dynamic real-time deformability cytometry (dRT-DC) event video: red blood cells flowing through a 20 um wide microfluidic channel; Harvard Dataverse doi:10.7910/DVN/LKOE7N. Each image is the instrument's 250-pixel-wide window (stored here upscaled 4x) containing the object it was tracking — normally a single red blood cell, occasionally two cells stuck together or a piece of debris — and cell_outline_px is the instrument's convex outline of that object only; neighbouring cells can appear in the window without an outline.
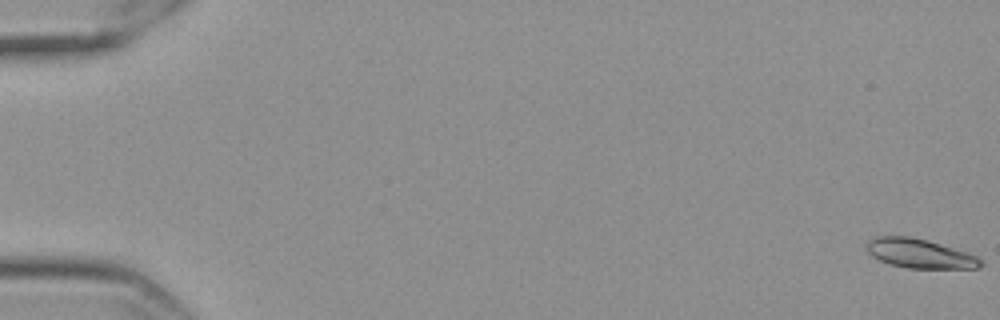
{"species": "Egyptian fruit bat (a non-hibernating species)", "species_latin": "Rousettus aegyptiacus", "temperature_condition": "cold", "stored_images_in_passage": 59, "camera_frame_rate_fps": 3000, "um_per_image_px": 0.085, "frame": {"image": 1, "passage_image": 1, "time_ms": 0.0, "image_size_px": [1000, 320], "cell_outline_px": [[984, 264], [976, 268], [908, 268], [892, 264], [880, 260], [872, 256], [868, 252], [868, 240], [876, 236], [908, 236], [924, 240], [964, 252], [976, 256]], "centroid_in_image_um": [78.14, 21.55], "position_along_channel_um": 6.9, "area_um2": 18.79}}
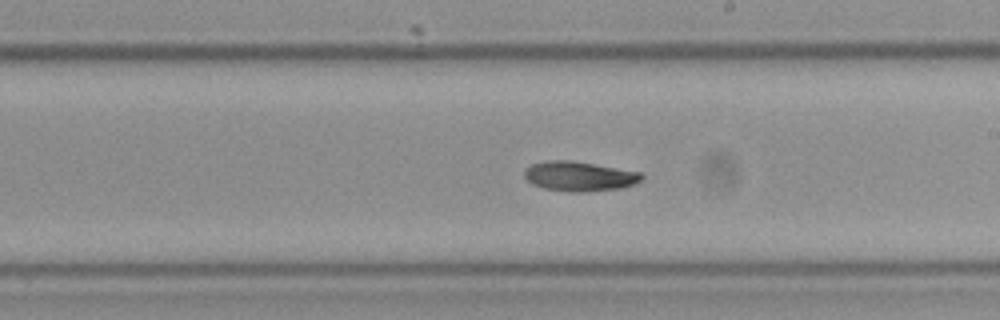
{"frame": {"image": 2, "passage_image": 35, "time_ms": 11.333, "image_size_px": [1000, 320], "cell_outline_px": [[644, 176], [640, 180], [632, 184], [620, 188], [584, 192], [572, 192], [544, 188], [532, 184], [524, 176], [524, 172], [532, 164], [548, 160], [568, 160], [640, 172]], "centroid_in_image_um": [49.22, 14.99], "position_along_channel_um": 239.8, "area_um2": 19.88}}
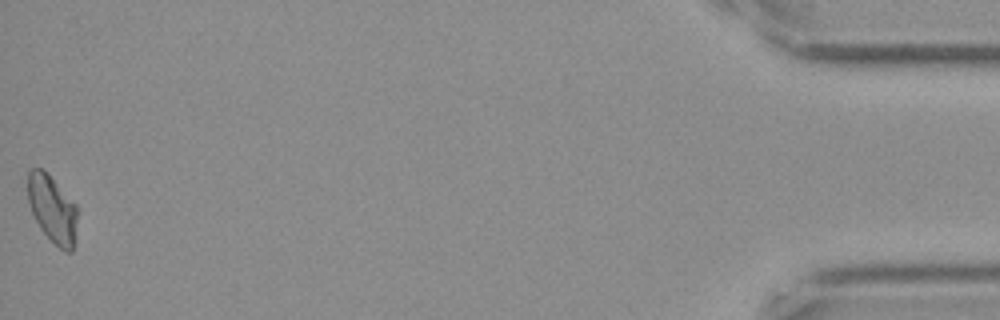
{"frame": {"image": 3, "passage_image": 59, "time_ms": 19.333, "image_size_px": [1000, 320], "cell_outline_px": [[76, 220], [72, 252], [64, 252], [40, 228], [32, 212], [28, 200], [28, 172], [32, 168], [44, 168], [76, 204]], "centroid_in_image_um": [4.43, 17.71], "position_along_channel_um": 430.8, "area_um2": 19.19}, "authors_computed_cell_mechanics": {"area_um2": 19.652, "velocity_mm_per_s": 3.5237, "shape_relaxation_time_tau1_ms": 3.7219, "shape_relaxation_time_tau2_ms": null, "deformation_change_tau1": 0.1245, "deformation_change_tau2": null}}